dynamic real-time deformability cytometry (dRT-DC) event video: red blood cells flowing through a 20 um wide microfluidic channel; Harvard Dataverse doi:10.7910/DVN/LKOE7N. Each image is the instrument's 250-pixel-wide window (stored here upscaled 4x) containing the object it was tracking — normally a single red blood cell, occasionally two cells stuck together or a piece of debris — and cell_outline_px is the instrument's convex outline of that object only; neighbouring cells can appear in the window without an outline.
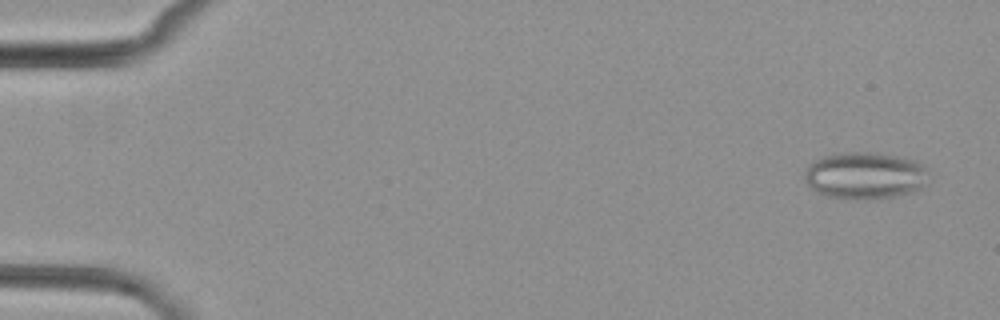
{"species": "common noctule bat (a hibernating species)", "species_latin": "Nyctalus noctula", "temperature_condition": "cold", "stored_images_in_passage": 5, "camera_frame_rate_fps": 3000, "um_per_image_px": 0.085, "animal": {"sex": "female", "body_mass_g": 29.2, "forearm_length_mm": 56.3}, "frame": {"image": 1, "passage_image": 1, "time_ms": 0.0, "image_size_px": [1000, 320], "cell_outline_px": [[928, 184], [912, 192], [896, 196], [856, 200], [824, 196], [816, 192], [808, 184], [804, 176], [804, 172], [808, 164], [812, 160], [824, 156], [840, 152], [876, 152], [916, 160], [924, 168]], "centroid_in_image_um": [73.48, 14.92], "position_along_channel_um": 11.5, "area_um2": 34.22}}